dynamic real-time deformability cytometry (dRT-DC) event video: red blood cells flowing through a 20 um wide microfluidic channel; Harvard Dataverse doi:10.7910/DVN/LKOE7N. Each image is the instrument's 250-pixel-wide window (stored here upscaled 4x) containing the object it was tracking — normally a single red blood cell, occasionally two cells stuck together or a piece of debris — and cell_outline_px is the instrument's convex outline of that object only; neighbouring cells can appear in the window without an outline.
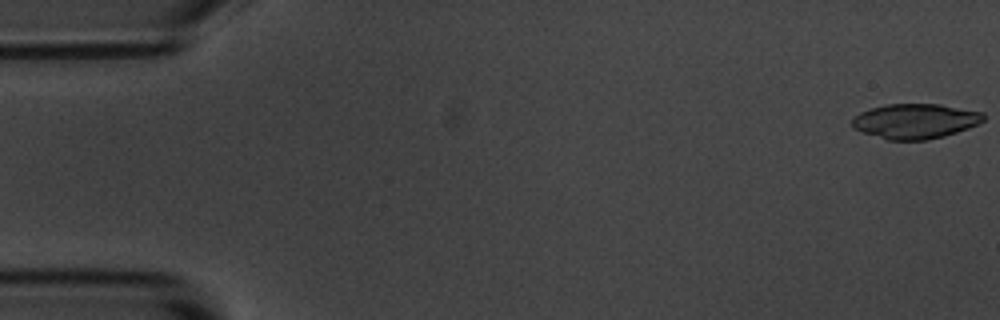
{"species": "common noctule bat (a hibernating species)", "species_latin": "Nyctalus noctula", "temperature_condition": "room temperature", "stored_images_in_passage": 8, "camera_frame_rate_fps": 3000, "um_per_image_px": 0.085, "animal": {"sex": "male", "body_mass_g": 20.1, "forearm_length_mm": 53.5}, "frame": {"image": 1, "passage_image": 1, "time_ms": 0.0, "image_size_px": [1000, 320], "cell_outline_px": [[984, 120], [968, 128], [944, 136], [928, 140], [888, 140], [852, 128], [852, 120], [860, 112], [884, 104], [940, 104], [984, 112]], "centroid_in_image_um": [77.8, 10.29], "position_along_channel_um": 7.2, "area_um2": 26.65}}